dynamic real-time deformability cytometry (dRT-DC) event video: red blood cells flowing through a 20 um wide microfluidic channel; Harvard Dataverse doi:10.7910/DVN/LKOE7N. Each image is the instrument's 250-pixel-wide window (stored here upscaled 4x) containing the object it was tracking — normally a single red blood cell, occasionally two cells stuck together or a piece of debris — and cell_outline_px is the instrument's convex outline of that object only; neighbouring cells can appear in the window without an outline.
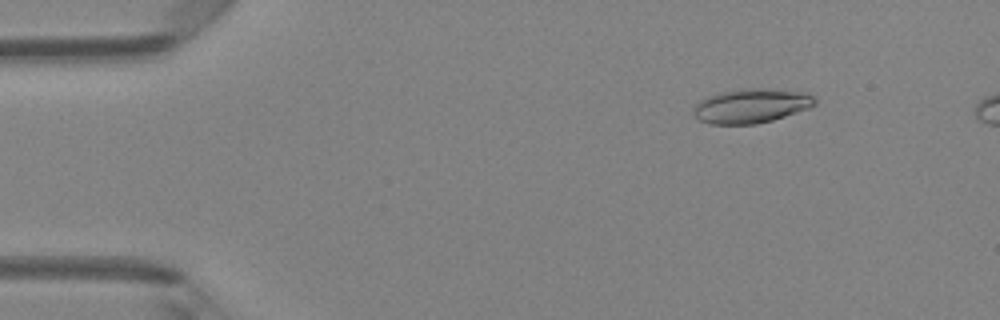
{"species": "Egyptian fruit bat (a non-hibernating species)", "species_latin": "Rousettus aegyptiacus", "temperature_condition": "room temperature", "stored_images_in_passage": 47, "camera_frame_rate_fps": 3000, "um_per_image_px": 0.085, "animal": {"sex": "female"}, "frame": {"image": 1, "passage_image": 6, "time_ms": 1.667, "image_size_px": [1000, 320], "cell_outline_px": [[816, 104], [808, 108], [772, 120], [756, 124], [708, 124], [700, 120], [692, 112], [692, 108], [700, 100], [708, 96], [720, 92], [744, 88], [764, 88], [808, 92], [816, 100]], "centroid_in_image_um": [63.84, 8.99], "position_along_channel_um": 21.2, "area_um2": 24.33}}
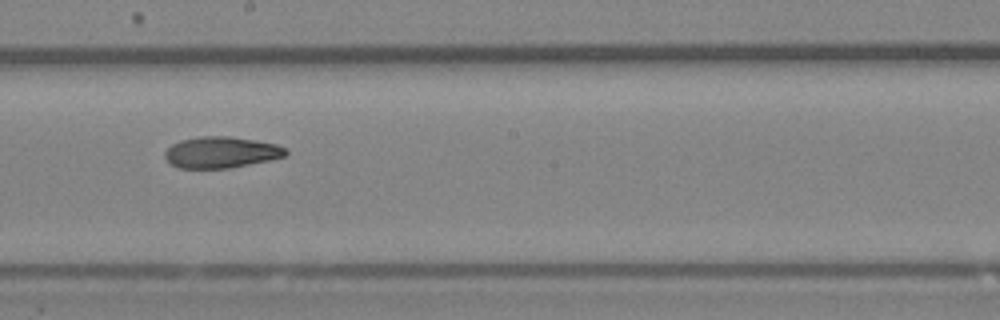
{"frame": {"image": 2, "passage_image": 27, "time_ms": 8.667, "image_size_px": [1000, 320], "cell_outline_px": [[288, 152], [284, 156], [268, 160], [228, 168], [180, 168], [172, 164], [164, 156], [164, 152], [172, 144], [180, 140], [200, 136], [228, 136], [256, 140], [276, 144], [288, 148]], "centroid_in_image_um": [18.8, 12.93], "position_along_channel_um": 229.4, "area_um2": 21.91}}
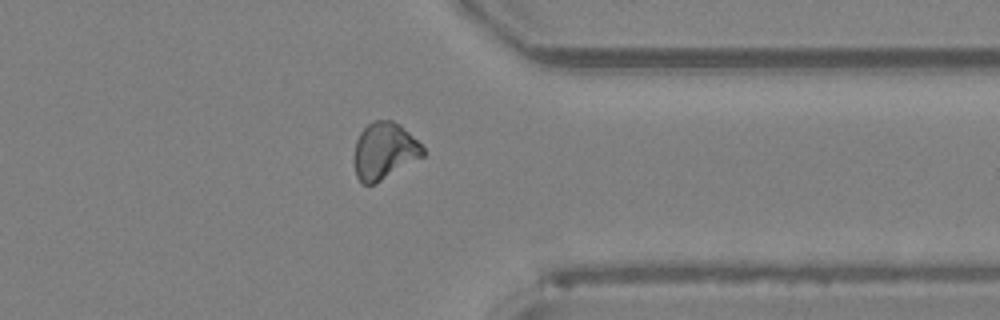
{"frame": {"image": 3, "passage_image": 38, "time_ms": 12.333, "image_size_px": [1000, 320], "cell_outline_px": [[424, 156], [376, 184], [364, 184], [356, 176], [356, 140], [360, 132], [372, 120], [392, 120], [400, 124], [424, 148]], "centroid_in_image_um": [32.69, 12.82], "position_along_channel_um": 378.7, "area_um2": 22.48}, "authors_computed_cell_mechanics": {"area_um2": 22.6576, "velocity_mm_per_s": 4.2051, "shape_relaxation_time_tau1_ms": 5.8826, "shape_relaxation_time_tau2_ms": 10.6329, "deformation_change_tau1": 0.1532, "deformation_change_tau2": 0.2018}}